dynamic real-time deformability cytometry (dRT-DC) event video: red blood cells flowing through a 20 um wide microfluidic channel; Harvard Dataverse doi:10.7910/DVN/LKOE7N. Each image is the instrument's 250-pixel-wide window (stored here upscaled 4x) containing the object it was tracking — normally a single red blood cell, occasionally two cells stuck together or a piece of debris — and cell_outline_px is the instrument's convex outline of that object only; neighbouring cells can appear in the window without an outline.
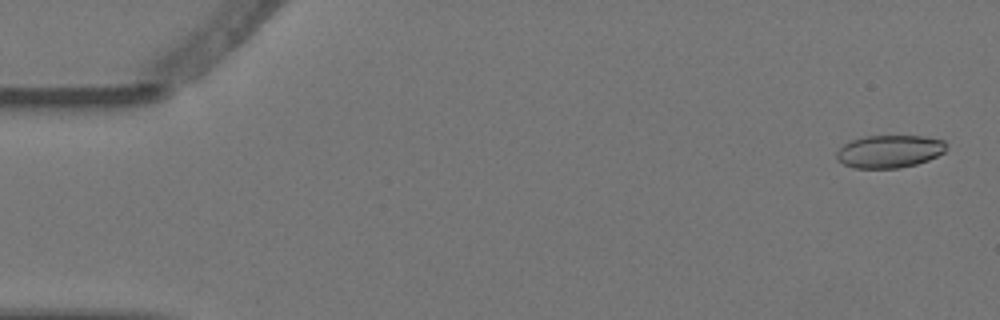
{"species": "Egyptian fruit bat (a non-hibernating species)", "species_latin": "Rousettus aegyptiacus", "temperature_condition": "warm", "stored_images_in_passage": 4, "camera_frame_rate_fps": 3000, "um_per_image_px": 0.085, "animal": {"sex": "female"}, "frame": {"image": 1, "passage_image": 1, "time_ms": 0.0, "image_size_px": [1000, 320], "cell_outline_px": [[948, 144], [944, 152], [928, 160], [916, 164], [900, 168], [856, 168], [844, 164], [836, 160], [836, 152], [844, 144], [852, 140], [868, 136], [924, 136], [944, 140]], "centroid_in_image_um": [75.61, 12.87], "position_along_channel_um": 9.4, "area_um2": 20.92}}
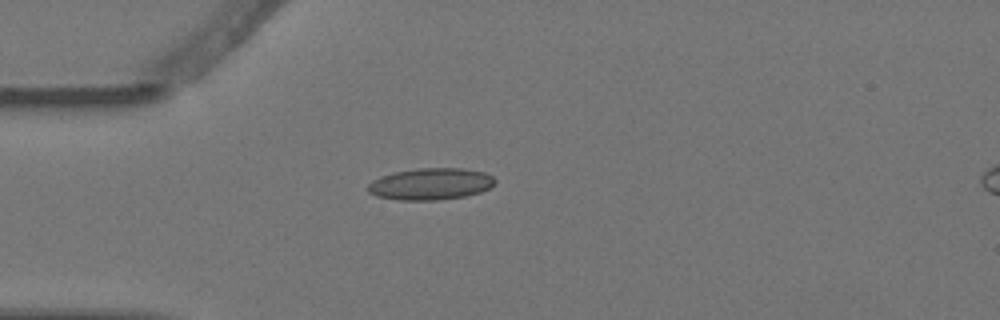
{"frame": {"image": 2, "passage_image": 4, "time_ms": 1.0, "image_size_px": [1000, 320], "cell_outline_px": [[496, 180], [488, 188], [480, 192], [464, 196], [436, 200], [400, 200], [376, 196], [368, 192], [368, 184], [372, 180], [392, 172], [420, 168], [460, 168], [484, 172], [492, 176]], "centroid_in_image_um": [36.57, 15.63], "position_along_channel_um": 48.4, "area_um2": 23.35}}